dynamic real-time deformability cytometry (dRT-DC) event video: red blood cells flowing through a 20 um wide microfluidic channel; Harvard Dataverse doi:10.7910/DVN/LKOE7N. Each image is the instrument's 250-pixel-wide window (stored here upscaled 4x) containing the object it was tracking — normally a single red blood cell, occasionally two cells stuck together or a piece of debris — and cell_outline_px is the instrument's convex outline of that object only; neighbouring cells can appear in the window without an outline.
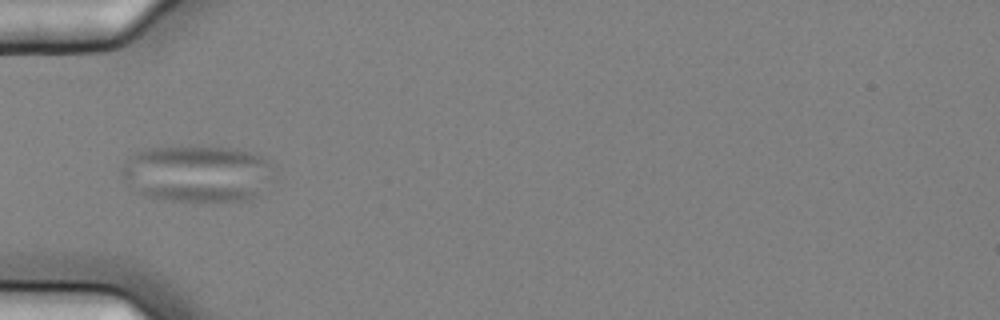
{"species": "common noctule bat (a hibernating species)", "species_latin": "Nyctalus noctula", "temperature_condition": "cold", "stored_images_in_passage": 5, "camera_frame_rate_fps": 3000, "um_per_image_px": 0.085, "animal": {"sex": "female", "body_mass_g": 25.1}, "frame": {"image": 1, "passage_image": 1, "time_ms": 0.0, "image_size_px": [1000, 320], "cell_outline_px": [[268, 168], [256, 196], [248, 200], [164, 200], [148, 196], [136, 192], [120, 172], [124, 164], [136, 152], [144, 148], [180, 144], [188, 144], [236, 148], [260, 156], [268, 160]], "centroid_in_image_um": [16.62, 14.69], "position_along_channel_um": 68.4, "area_um2": 49.71}}
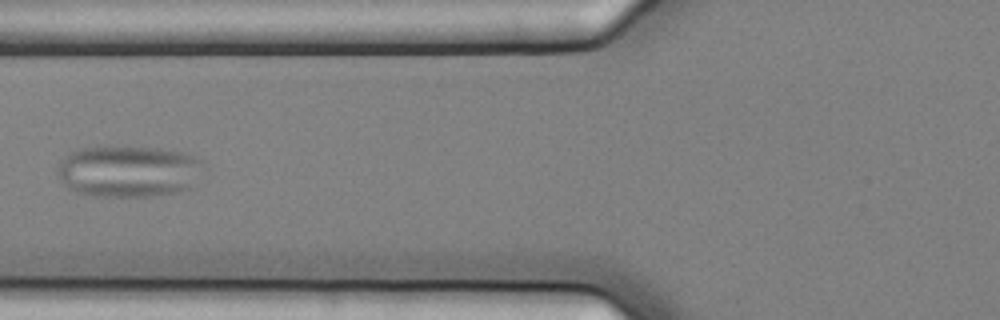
{"frame": {"image": 2, "passage_image": 2, "time_ms": 0.333, "image_size_px": [1000, 320], "cell_outline_px": [[204, 164], [192, 188], [176, 192], [148, 196], [96, 196], [76, 192], [68, 188], [60, 180], [60, 164], [72, 152], [80, 148], [128, 144], [160, 148], [184, 152], [204, 160]], "centroid_in_image_um": [10.99, 14.52], "position_along_channel_um": 114.8, "area_um2": 44.45}}